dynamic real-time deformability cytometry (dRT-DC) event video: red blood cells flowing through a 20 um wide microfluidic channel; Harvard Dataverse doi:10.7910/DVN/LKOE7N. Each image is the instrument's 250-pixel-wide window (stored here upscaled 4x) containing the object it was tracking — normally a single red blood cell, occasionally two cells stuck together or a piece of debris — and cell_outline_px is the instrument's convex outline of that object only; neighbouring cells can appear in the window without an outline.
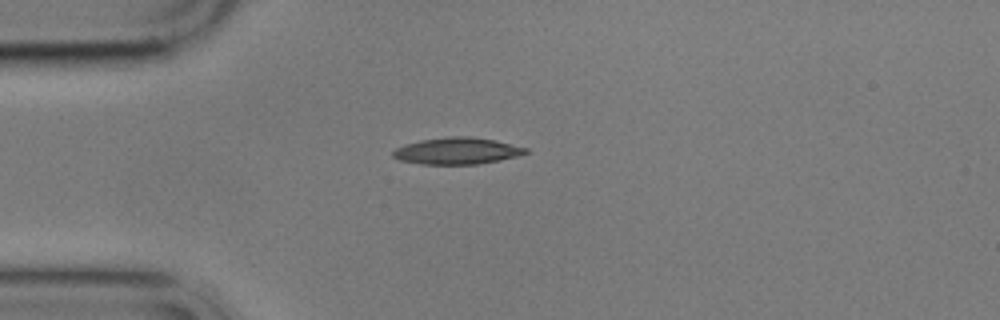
{"species": "common noctule bat (a hibernating species)", "species_latin": "Nyctalus noctula", "temperature_condition": "cold", "stored_images_in_passage": 7, "camera_frame_rate_fps": 3000, "um_per_image_px": 0.085, "animal": {"sex": "male", "body_mass_g": 17.9}, "frame": {"image": 1, "passage_image": 1, "time_ms": 0.0, "image_size_px": [1000, 320], "cell_outline_px": [[528, 152], [516, 156], [500, 160], [476, 164], [420, 164], [400, 160], [392, 156], [392, 152], [396, 148], [404, 144], [420, 140], [448, 136], [468, 136], [496, 140], [528, 148]], "centroid_in_image_um": [38.83, 12.82], "position_along_channel_um": 46.2, "area_um2": 20.63}}
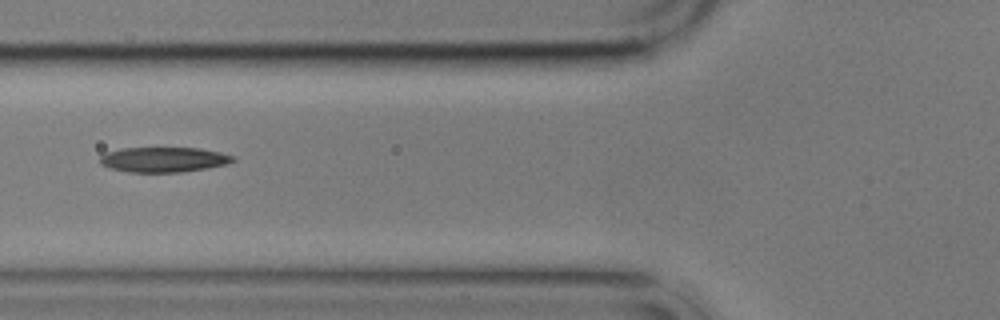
{"frame": {"image": 2, "passage_image": 3, "time_ms": 2.333, "image_size_px": [1000, 320], "cell_outline_px": [[236, 160], [224, 164], [208, 168], [180, 172], [128, 172], [112, 168], [100, 164], [100, 156], [104, 152], [120, 148], [200, 148], [220, 152], [236, 156]], "centroid_in_image_um": [13.9, 13.55], "position_along_channel_um": 111.9, "area_um2": 19.48}}
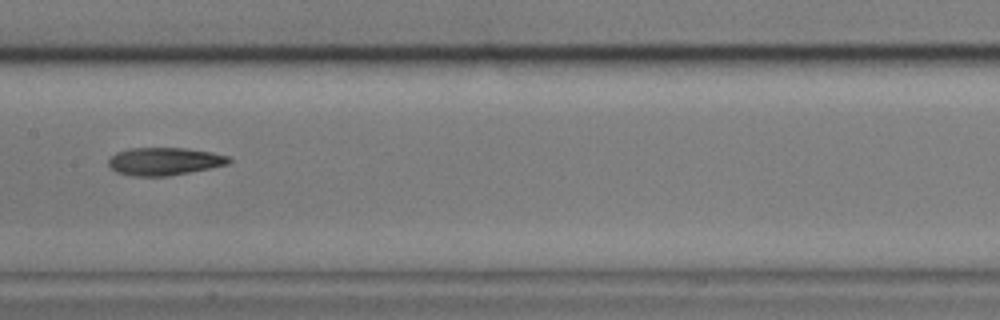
{"frame": {"image": 3, "passage_image": 5, "time_ms": 4.667, "image_size_px": [1000, 320], "cell_outline_px": [[232, 160], [228, 164], [168, 176], [132, 176], [116, 172], [108, 168], [108, 160], [116, 152], [128, 148], [184, 148], [212, 152], [232, 156]], "centroid_in_image_um": [13.95, 13.71], "position_along_channel_um": 193.4, "area_um2": 19.59}}